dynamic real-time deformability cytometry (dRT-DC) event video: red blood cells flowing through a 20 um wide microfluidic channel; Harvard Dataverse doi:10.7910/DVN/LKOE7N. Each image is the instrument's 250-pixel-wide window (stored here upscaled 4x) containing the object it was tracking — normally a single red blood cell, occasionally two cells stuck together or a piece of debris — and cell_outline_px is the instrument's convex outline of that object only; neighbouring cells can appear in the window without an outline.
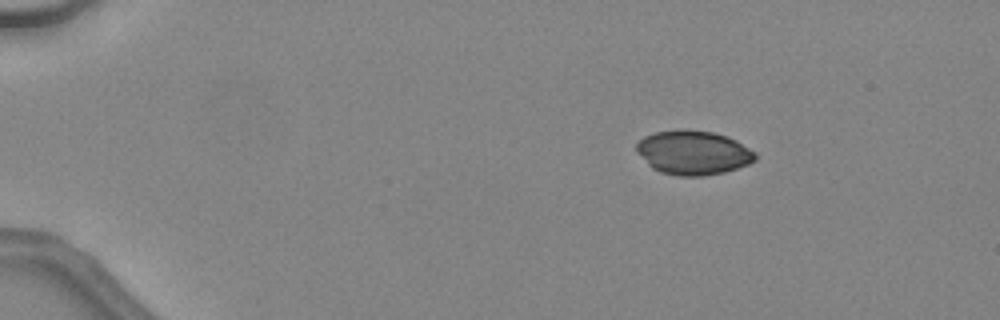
{"species": "common noctule bat (a hibernating species)", "species_latin": "Nyctalus noctula", "temperature_condition": "warm", "stored_images_in_passage": 40, "camera_frame_rate_fps": 3000, "um_per_image_px": 0.085, "animal": {"sex": "female", "body_mass_g": 24.6, "forearm_length_mm": 56.2}, "frame": {"image": 1, "passage_image": 1, "time_ms": 0.0, "image_size_px": [1000, 320], "cell_outline_px": [[756, 160], [748, 164], [724, 172], [704, 176], [680, 176], [660, 172], [652, 168], [636, 152], [636, 144], [644, 136], [656, 132], [712, 132], [736, 140], [756, 152]], "centroid_in_image_um": [58.93, 13.02], "position_along_channel_um": 26.1, "area_um2": 29.82}}
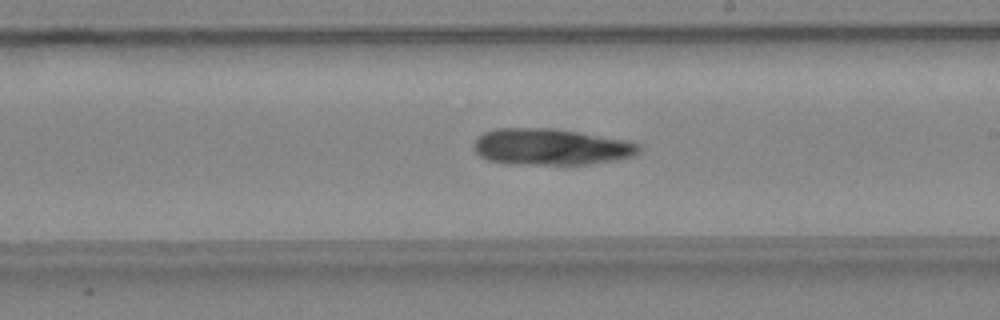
{"frame": {"image": 2, "passage_image": 22, "time_ms": 7.0, "image_size_px": [1000, 320], "cell_outline_px": [[640, 152], [636, 156], [592, 164], [508, 164], [488, 160], [480, 156], [472, 148], [472, 144], [484, 132], [496, 128], [556, 128], [624, 140], [640, 144]], "centroid_in_image_um": [46.81, 12.49], "position_along_channel_um": 242.2, "area_um2": 35.2}}
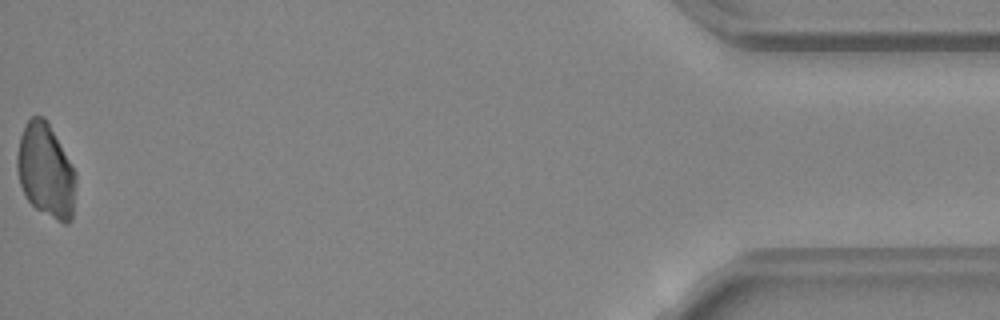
{"frame": {"image": 3, "passage_image": 40, "time_ms": 13.0, "image_size_px": [1000, 320], "cell_outline_px": [[76, 180], [72, 220], [68, 224], [64, 224], [56, 220], [36, 208], [28, 200], [20, 184], [16, 168], [16, 156], [20, 136], [24, 124], [32, 116], [44, 116], [48, 120], [76, 172]], "centroid_in_image_um": [3.89, 14.48], "position_along_channel_um": 431.3, "area_um2": 32.48}}